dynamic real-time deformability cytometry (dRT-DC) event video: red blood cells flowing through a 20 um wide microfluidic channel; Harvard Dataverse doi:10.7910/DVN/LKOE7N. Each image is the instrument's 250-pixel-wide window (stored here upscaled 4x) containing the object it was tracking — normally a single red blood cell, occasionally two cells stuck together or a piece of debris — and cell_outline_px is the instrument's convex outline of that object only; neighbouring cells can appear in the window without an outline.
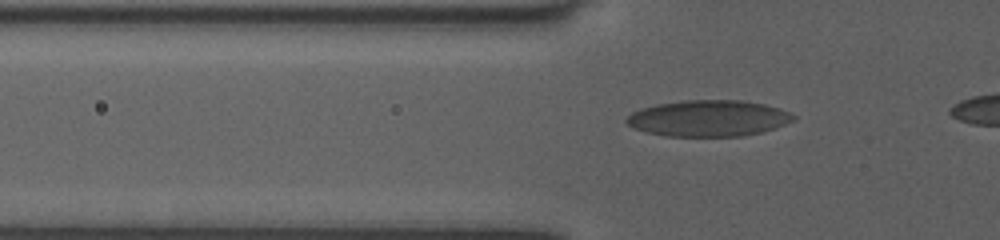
{"species": "human", "species_latin": "Homo sapiens", "temperature_condition": "room temperature", "stored_images_in_passage": 36, "camera_frame_rate_fps": 3000, "um_per_image_px": 0.085, "donor": {"sex": "female"}, "frame": {"image": 1, "passage_image": 8, "time_ms": 2.333, "image_size_px": [1000, 240], "cell_outline_px": [[796, 120], [760, 132], [740, 136], [664, 136], [632, 128], [624, 120], [632, 112], [640, 108], [656, 104], [684, 100], [740, 100], [764, 104], [780, 108], [796, 116]], "centroid_in_image_um": [60.19, 10.05], "position_along_channel_um": 65.6, "area_um2": 35.2}}
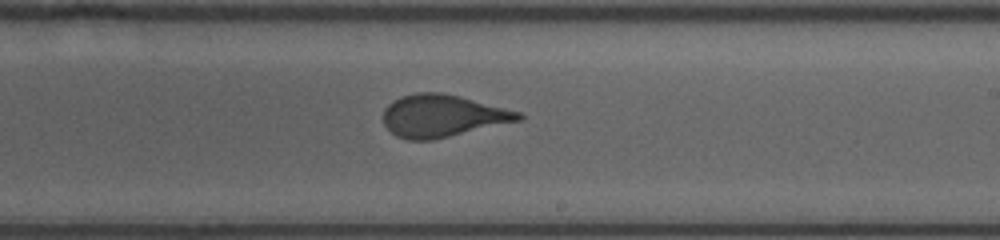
{"frame": {"image": 2, "passage_image": 22, "time_ms": 7.0, "image_size_px": [1000, 240], "cell_outline_px": [[524, 116], [520, 120], [432, 140], [408, 140], [396, 136], [384, 124], [384, 108], [392, 100], [400, 96], [416, 92], [440, 92], [460, 96], [520, 112]], "centroid_in_image_um": [37.57, 9.84], "position_along_channel_um": 251.4, "area_um2": 33.12}}
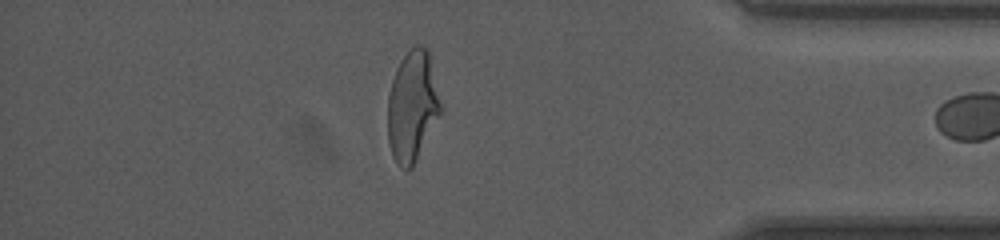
{"frame": {"image": 3, "passage_image": 35, "time_ms": 11.333, "image_size_px": [1000, 240], "cell_outline_px": [[440, 112], [412, 168], [404, 168], [392, 156], [388, 140], [388, 96], [392, 80], [396, 68], [400, 60], [416, 44], [420, 44], [428, 48], [440, 104]], "centroid_in_image_um": [35.02, 8.99], "position_along_channel_um": 400.2, "area_um2": 33.29}}